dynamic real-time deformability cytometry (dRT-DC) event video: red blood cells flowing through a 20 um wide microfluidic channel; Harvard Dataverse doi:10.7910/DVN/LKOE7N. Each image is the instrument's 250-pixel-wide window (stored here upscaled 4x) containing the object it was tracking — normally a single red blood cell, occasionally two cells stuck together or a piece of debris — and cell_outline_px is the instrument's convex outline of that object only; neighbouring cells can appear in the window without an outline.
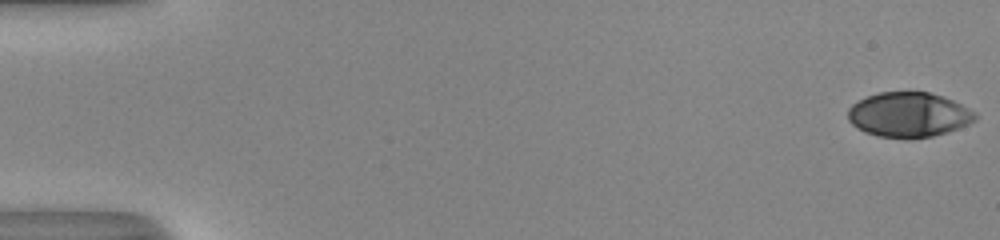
{"species": "human", "species_latin": "Homo sapiens", "temperature_condition": "room temperature", "stored_images_in_passage": 53, "camera_frame_rate_fps": 3000, "um_per_image_px": 0.085, "donor": {"sex": "male"}, "frame": {"image": 1, "passage_image": 1, "time_ms": 0.0, "image_size_px": [1000, 240], "cell_outline_px": [[976, 120], [968, 124], [932, 136], [880, 136], [864, 132], [856, 128], [848, 120], [848, 108], [852, 104], [868, 96], [880, 92], [928, 92], [944, 96], [976, 112]], "centroid_in_image_um": [77.22, 9.72], "position_along_channel_um": 7.8, "area_um2": 32.54}}
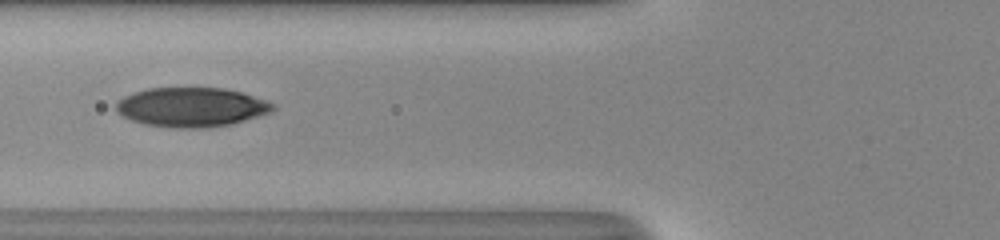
{"frame": {"image": 2, "passage_image": 22, "time_ms": 7.0, "image_size_px": [1000, 240], "cell_outline_px": [[276, 108], [268, 112], [232, 124], [204, 128], [172, 128], [144, 124], [132, 120], [116, 112], [116, 100], [132, 92], [148, 88], [224, 88], [240, 92], [276, 104]], "centroid_in_image_um": [16.21, 9.11], "position_along_channel_um": 109.6, "area_um2": 35.89}}
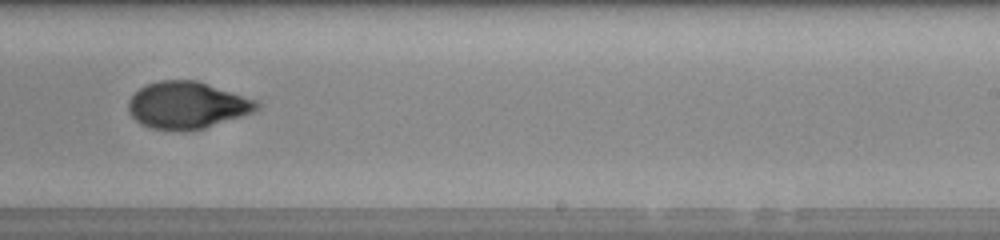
{"frame": {"image": 3, "passage_image": 34, "time_ms": 11.0, "image_size_px": [1000, 240], "cell_outline_px": [[260, 108], [252, 112], [204, 128], [184, 132], [152, 128], [140, 124], [128, 112], [128, 100], [140, 88], [148, 84], [160, 80], [196, 80], [256, 100], [260, 104]], "centroid_in_image_um": [15.87, 8.95], "position_along_channel_um": 273.1, "area_um2": 34.97}, "authors_computed_cell_mechanics": {"area_um2": 34.9112, "velocity_mm_per_s": 4.1013, "shape_relaxation_time_tau1_ms": 7.196, "shape_relaxation_time_tau2_ms": 1.5343, "deformation_change_tau1": 0.2293, "deformation_change_tau2": 0.0505}}